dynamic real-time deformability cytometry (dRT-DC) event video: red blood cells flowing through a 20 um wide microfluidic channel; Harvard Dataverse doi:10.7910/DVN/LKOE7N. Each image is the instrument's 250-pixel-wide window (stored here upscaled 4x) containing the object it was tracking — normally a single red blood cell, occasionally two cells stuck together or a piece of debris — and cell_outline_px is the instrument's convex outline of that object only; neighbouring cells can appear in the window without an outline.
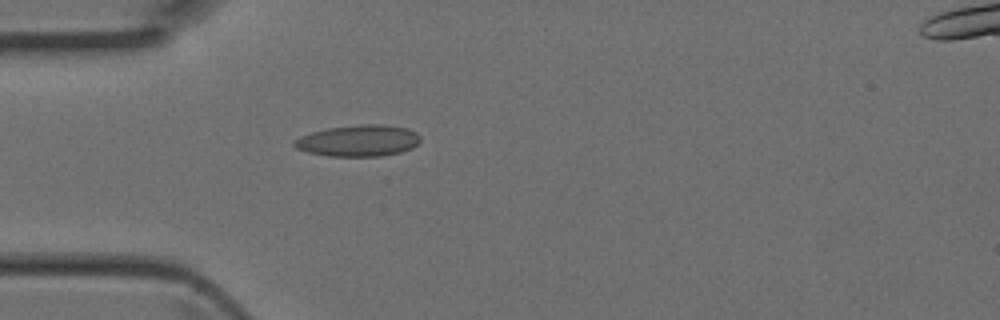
{"species": "Egyptian fruit bat (a non-hibernating species)", "species_latin": "Rousettus aegyptiacus", "temperature_condition": "room temperature", "stored_images_in_passage": 1, "camera_frame_rate_fps": 3000, "um_per_image_px": 0.085, "animal": {"sex": "female"}, "frame": {"image": 1, "passage_image": 1, "time_ms": 0.0, "image_size_px": [1000, 320], "cell_outline_px": [[420, 140], [412, 148], [400, 152], [384, 156], [328, 156], [308, 152], [296, 148], [292, 144], [292, 140], [300, 136], [312, 132], [328, 128], [360, 124], [384, 124], [408, 128], [416, 132], [420, 136]], "centroid_in_image_um": [30.46, 11.95], "position_along_channel_um": 54.5, "area_um2": 23.24}}